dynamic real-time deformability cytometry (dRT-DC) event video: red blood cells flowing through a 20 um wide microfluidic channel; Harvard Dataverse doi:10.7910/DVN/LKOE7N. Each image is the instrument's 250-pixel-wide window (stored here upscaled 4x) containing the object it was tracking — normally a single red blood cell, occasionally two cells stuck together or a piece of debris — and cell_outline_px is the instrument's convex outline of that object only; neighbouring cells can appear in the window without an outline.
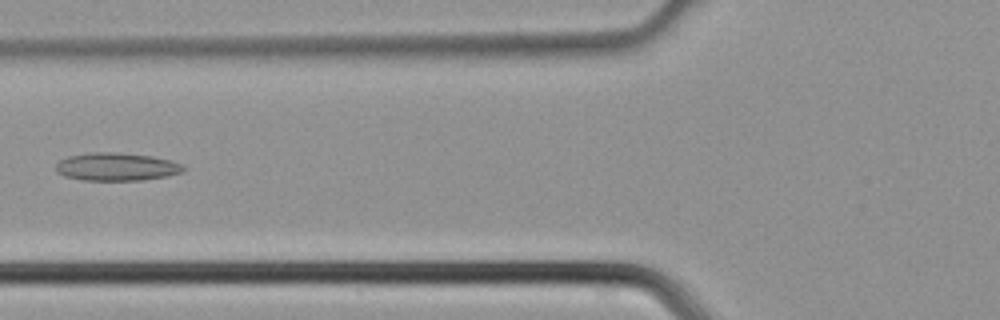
{"species": "common noctule bat (a hibernating species)", "species_latin": "Nyctalus noctula", "temperature_condition": "cold", "stored_images_in_passage": 43, "camera_frame_rate_fps": 3000, "um_per_image_px": 0.085, "animal": {"sex": "male", "body_mass_g": 21.5, "forearm_length_mm": 52.0}, "frame": {"image": 1, "passage_image": 17, "time_ms": 5.333, "image_size_px": [1000, 320], "cell_outline_px": [[184, 172], [144, 180], [84, 180], [64, 176], [56, 172], [56, 164], [60, 160], [68, 156], [92, 152], [112, 152], [152, 156], [172, 160], [184, 164]], "centroid_in_image_um": [9.92, 14.17], "position_along_channel_um": 115.9, "area_um2": 20.81}}
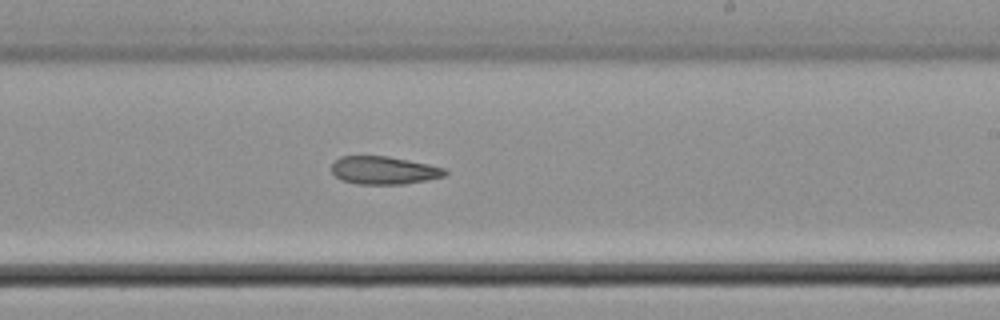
{"frame": {"image": 2, "passage_image": 26, "time_ms": 8.333, "image_size_px": [1000, 320], "cell_outline_px": [[448, 172], [444, 176], [428, 180], [404, 184], [356, 184], [340, 180], [332, 172], [332, 164], [340, 156], [388, 156], [428, 164], [444, 168]], "centroid_in_image_um": [32.62, 14.48], "position_along_channel_um": 256.4, "area_um2": 18.5}}
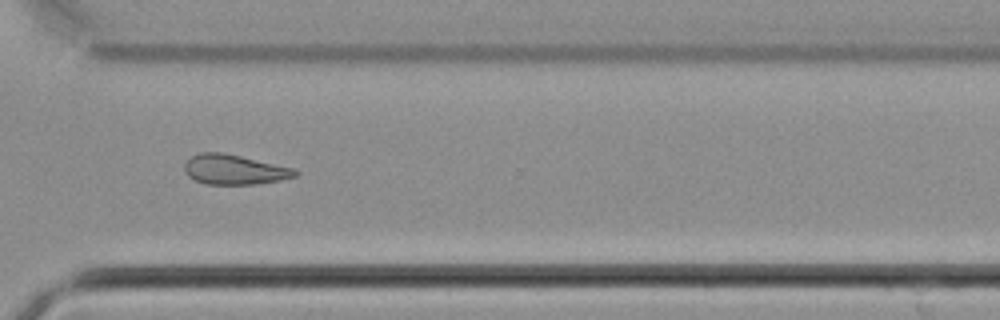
{"frame": {"image": 3, "passage_image": 32, "time_ms": 10.333, "image_size_px": [1000, 320], "cell_outline_px": [[300, 172], [296, 176], [280, 180], [252, 184], [208, 184], [196, 180], [188, 176], [184, 172], [184, 164], [192, 156], [200, 152], [224, 152], [292, 168]], "centroid_in_image_um": [19.89, 14.41], "position_along_channel_um": 350.7, "area_um2": 19.07}}